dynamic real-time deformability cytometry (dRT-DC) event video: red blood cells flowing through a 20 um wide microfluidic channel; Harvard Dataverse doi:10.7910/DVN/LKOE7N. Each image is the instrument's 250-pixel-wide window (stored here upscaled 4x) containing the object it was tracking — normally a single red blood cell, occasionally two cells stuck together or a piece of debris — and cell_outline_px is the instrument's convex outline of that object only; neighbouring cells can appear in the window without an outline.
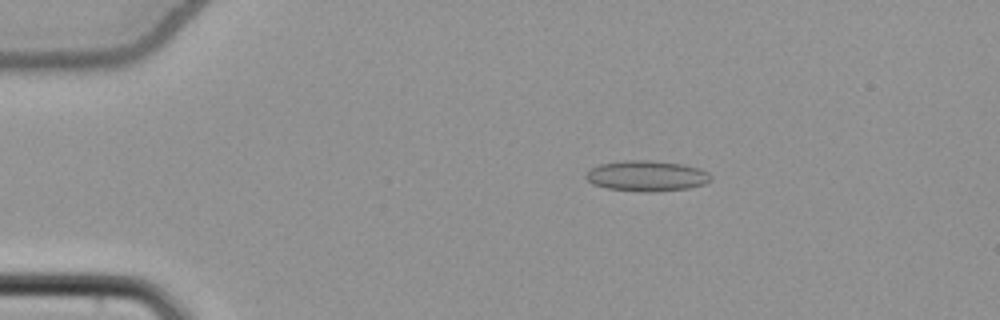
{"species": "common noctule bat (a hibernating species)", "species_latin": "Nyctalus noctula", "temperature_condition": "cold", "stored_images_in_passage": 53, "camera_frame_rate_fps": 3000, "um_per_image_px": 0.085, "animal": {"sex": "female", "body_mass_g": 22.7, "forearm_length_mm": 54.2}, "frame": {"image": 1, "passage_image": 10, "time_ms": 3.0, "image_size_px": [1000, 320], "cell_outline_px": [[712, 180], [704, 184], [688, 188], [648, 192], [644, 192], [608, 188], [592, 184], [584, 176], [592, 168], [600, 164], [624, 160], [652, 160], [684, 164], [700, 168], [708, 172], [712, 176]], "centroid_in_image_um": [55.0, 14.94], "position_along_channel_um": 30.0, "area_um2": 22.31}}
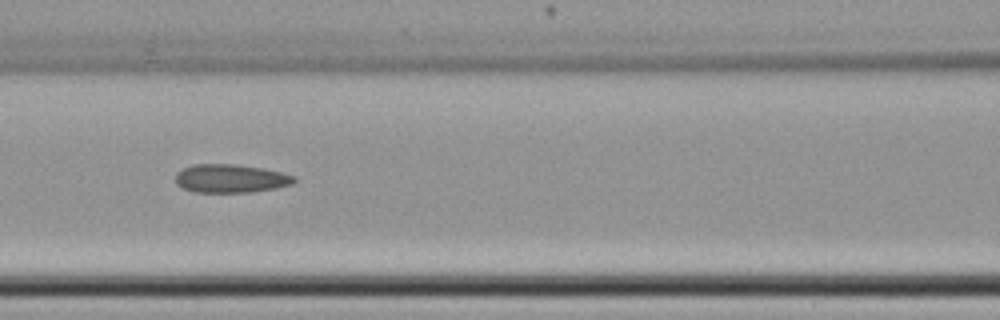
{"frame": {"image": 2, "passage_image": 24, "time_ms": 7.667, "image_size_px": [1000, 320], "cell_outline_px": [[296, 180], [292, 184], [276, 188], [248, 192], [196, 192], [184, 188], [176, 184], [176, 172], [192, 164], [236, 164], [264, 168], [296, 176]], "centroid_in_image_um": [19.61, 15.16], "position_along_channel_um": 147.0, "area_um2": 19.65}}
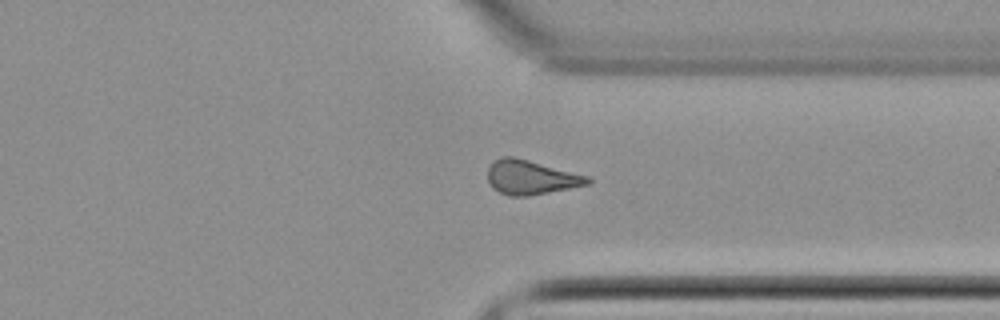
{"frame": {"image": 3, "passage_image": 41, "time_ms": 13.333, "image_size_px": [1000, 320], "cell_outline_px": [[592, 180], [588, 184], [528, 196], [508, 196], [492, 188], [488, 180], [488, 168], [500, 156], [512, 156], [528, 160], [588, 176]], "centroid_in_image_um": [45.09, 15.08], "position_along_channel_um": 366.3, "area_um2": 19.65}, "authors_computed_cell_mechanics": {"area_um2": 19.7676, "velocity_mm_per_s": 3.8657, "shape_relaxation_time_tau1_ms": null, "shape_relaxation_time_tau2_ms": 3.3489, "deformation_change_tau1": null, "deformation_change_tau2": 0.1063}}